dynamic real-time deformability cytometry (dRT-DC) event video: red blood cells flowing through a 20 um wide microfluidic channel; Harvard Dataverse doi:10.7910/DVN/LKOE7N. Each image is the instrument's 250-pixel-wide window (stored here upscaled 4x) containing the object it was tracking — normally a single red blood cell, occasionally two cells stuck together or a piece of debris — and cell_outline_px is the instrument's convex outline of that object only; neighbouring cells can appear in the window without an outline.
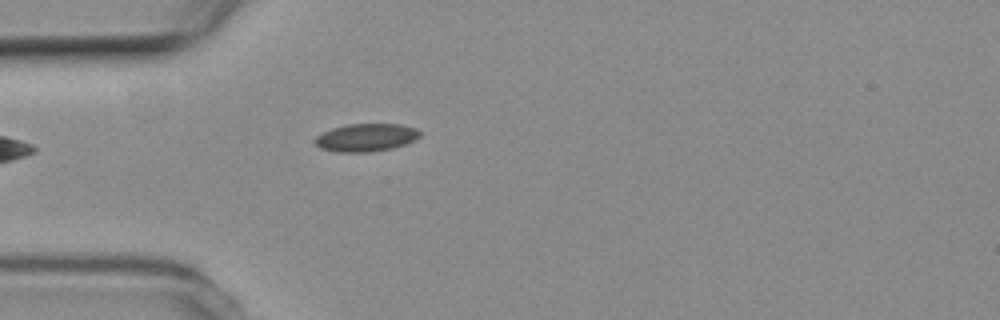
{"species": "common noctule bat (a hibernating species)", "species_latin": "Nyctalus noctula", "temperature_condition": "room temperature", "stored_images_in_passage": 2, "camera_frame_rate_fps": 3000, "um_per_image_px": 0.085, "animal": {"sex": "female", "body_mass_g": 19.3, "forearm_length_mm": 54.1}, "frame": {"image": 1, "passage_image": 2, "time_ms": 1.333, "image_size_px": [1000, 320], "cell_outline_px": [[420, 136], [404, 144], [392, 148], [368, 152], [336, 152], [320, 148], [312, 140], [316, 136], [332, 128], [348, 124], [400, 124], [416, 128], [420, 132]], "centroid_in_image_um": [31.07, 11.69], "position_along_channel_um": 53.9, "area_um2": 16.94}}